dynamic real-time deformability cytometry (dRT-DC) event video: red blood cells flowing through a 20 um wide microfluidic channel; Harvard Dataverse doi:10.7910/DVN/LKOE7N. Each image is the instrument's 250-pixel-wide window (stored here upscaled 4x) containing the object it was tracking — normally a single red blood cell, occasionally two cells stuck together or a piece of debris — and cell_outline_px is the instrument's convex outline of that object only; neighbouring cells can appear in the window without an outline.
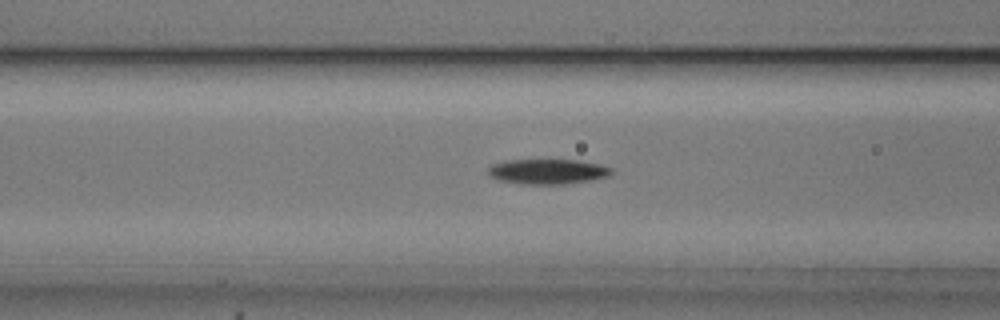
{"species": "common noctule bat (a hibernating species)", "species_latin": "Nyctalus noctula", "temperature_condition": "cold", "stored_images_in_passage": 40, "camera_frame_rate_fps": 3000, "um_per_image_px": 0.085, "animal": {"sex": "male", "body_mass_g": 20.5, "forearm_length_mm": 52.5}, "frame": {"image": 1, "passage_image": 15, "time_ms": 4.667, "image_size_px": [1000, 320], "cell_outline_px": [[612, 172], [608, 176], [592, 180], [564, 184], [524, 184], [500, 180], [492, 176], [488, 172], [488, 168], [492, 164], [508, 160], [576, 160], [600, 164], [612, 168]], "centroid_in_image_um": [46.58, 14.58], "position_along_channel_um": 120.0, "area_um2": 17.86}}
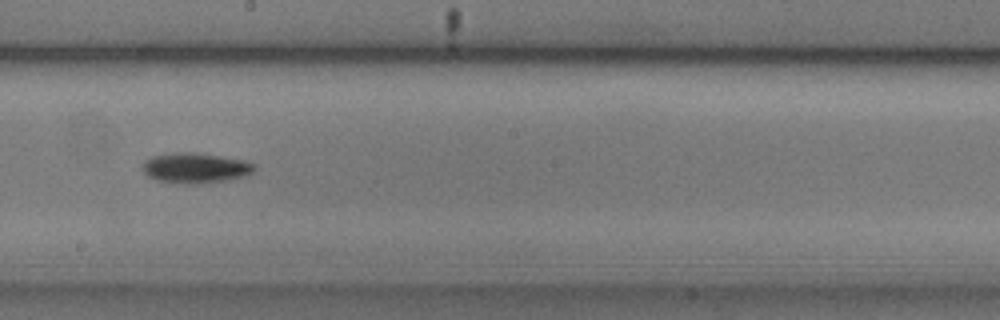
{"frame": {"image": 2, "passage_image": 24, "time_ms": 7.667, "image_size_px": [1000, 320], "cell_outline_px": [[256, 168], [252, 172], [244, 176], [224, 180], [196, 184], [188, 184], [156, 180], [148, 176], [140, 168], [152, 156], [176, 152], [192, 152], [220, 156], [244, 160], [256, 164]], "centroid_in_image_um": [16.61, 14.27], "position_along_channel_um": 231.6, "area_um2": 19.54}}
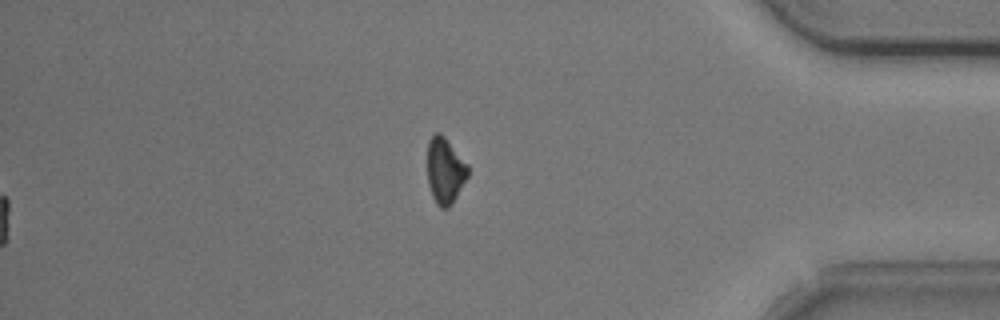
{"frame": {"image": 3, "passage_image": 40, "time_ms": 13.0, "image_size_px": [1000, 320], "cell_outline_px": [[468, 176], [452, 204], [448, 208], [440, 208], [436, 204], [432, 196], [428, 184], [428, 140], [436, 132], [440, 132], [444, 136], [468, 164]], "centroid_in_image_um": [37.83, 14.51], "position_along_channel_um": 397.4, "area_um2": 15.61}, "authors_computed_cell_mechanics": {"area_um2": 17.9469, "velocity_mm_per_s": 3.7136, "shape_relaxation_time_tau1_ms": 1.9371, "shape_relaxation_time_tau2_ms": null, "deformation_change_tau1": 0.0956, "deformation_change_tau2": null}}